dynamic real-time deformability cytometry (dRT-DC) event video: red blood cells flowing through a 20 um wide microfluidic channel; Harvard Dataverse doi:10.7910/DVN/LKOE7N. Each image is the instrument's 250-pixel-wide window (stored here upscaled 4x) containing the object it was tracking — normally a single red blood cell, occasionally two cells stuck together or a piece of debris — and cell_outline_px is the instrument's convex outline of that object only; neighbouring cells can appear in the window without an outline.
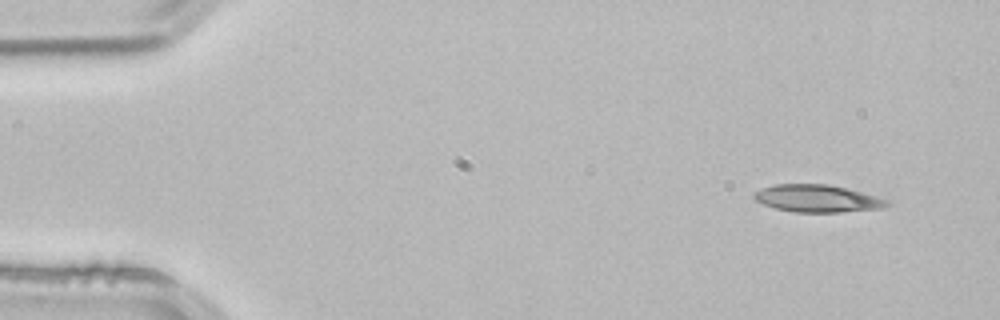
{"species": "common noctule bat (a hibernating species)", "species_latin": "Nyctalus noctula", "temperature_condition": "room temperature", "stored_images_in_passage": 50, "camera_frame_rate_fps": 3000, "um_per_image_px": 0.085, "animal": {"sex": "male", "body_mass_g": 21.5, "forearm_length_mm": 52.0}, "frame": {"image": 1, "passage_image": 1, "time_ms": 0.0, "image_size_px": [1000, 320], "cell_outline_px": [[892, 200], [888, 204], [880, 208], [840, 212], [792, 212], [776, 208], [764, 204], [756, 200], [752, 196], [752, 192], [776, 184], [828, 184]], "centroid_in_image_um": [69.45, 16.87], "position_along_channel_um": 15.6, "area_um2": 20.98}}
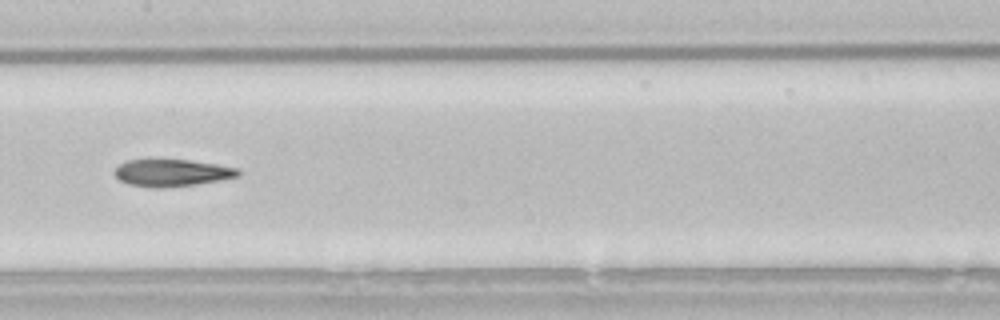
{"frame": {"image": 2, "passage_image": 23, "time_ms": 7.333, "image_size_px": [1000, 320], "cell_outline_px": [[240, 176], [220, 180], [196, 184], [164, 188], [156, 188], [128, 184], [120, 180], [112, 172], [120, 164], [128, 160], [188, 160], [216, 164], [236, 168], [240, 172]], "centroid_in_image_um": [14.6, 14.7], "position_along_channel_um": 192.8, "area_um2": 19.36}}
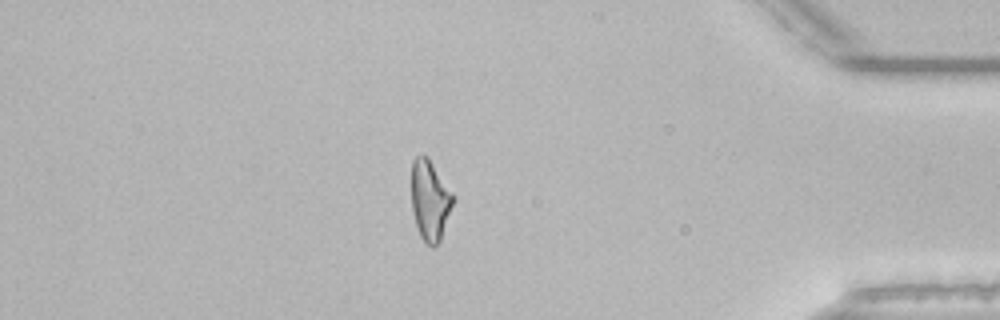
{"frame": {"image": 3, "passage_image": 42, "time_ms": 13.667, "image_size_px": [1000, 320], "cell_outline_px": [[456, 200], [440, 240], [432, 248], [424, 244], [420, 236], [412, 212], [412, 160], [416, 156], [428, 156], [456, 196]], "centroid_in_image_um": [36.58, 17.03], "position_along_channel_um": 398.6, "area_um2": 19.94}, "authors_computed_cell_mechanics": {"area_um2": 20.1144, "velocity_mm_per_s": 3.8497, "shape_relaxation_time_tau1_ms": 9.629, "shape_relaxation_time_tau2_ms": 9.8603, "deformation_change_tau1": 0.2791, "deformation_change_tau2": 0.2331}}